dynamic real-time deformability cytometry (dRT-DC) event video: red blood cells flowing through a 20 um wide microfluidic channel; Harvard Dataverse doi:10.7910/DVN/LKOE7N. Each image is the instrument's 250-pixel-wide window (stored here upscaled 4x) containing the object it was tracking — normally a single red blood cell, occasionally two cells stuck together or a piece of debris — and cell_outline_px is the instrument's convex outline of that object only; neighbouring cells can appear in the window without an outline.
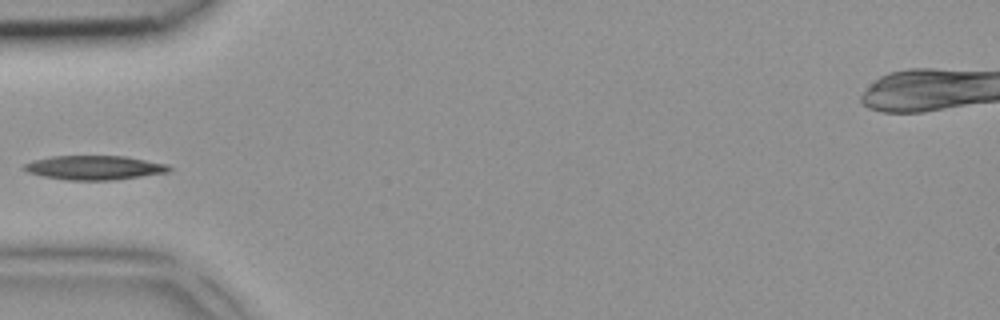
{"species": "common noctule bat (a hibernating species)", "species_latin": "Nyctalus noctula", "temperature_condition": "room temperature", "stored_images_in_passage": 5, "camera_frame_rate_fps": 3000, "um_per_image_px": 0.085, "animal": {"sex": "female", "body_mass_g": 18.4}, "frame": {"image": 1, "passage_image": 5, "time_ms": 1.333, "image_size_px": [1000, 320], "cell_outline_px": [[172, 168], [168, 172], [112, 180], [68, 180], [44, 176], [28, 172], [20, 168], [24, 164], [32, 160], [52, 156], [124, 156], [168, 164]], "centroid_in_image_um": [7.99, 14.24], "position_along_channel_um": 77.0, "area_um2": 20.35}}